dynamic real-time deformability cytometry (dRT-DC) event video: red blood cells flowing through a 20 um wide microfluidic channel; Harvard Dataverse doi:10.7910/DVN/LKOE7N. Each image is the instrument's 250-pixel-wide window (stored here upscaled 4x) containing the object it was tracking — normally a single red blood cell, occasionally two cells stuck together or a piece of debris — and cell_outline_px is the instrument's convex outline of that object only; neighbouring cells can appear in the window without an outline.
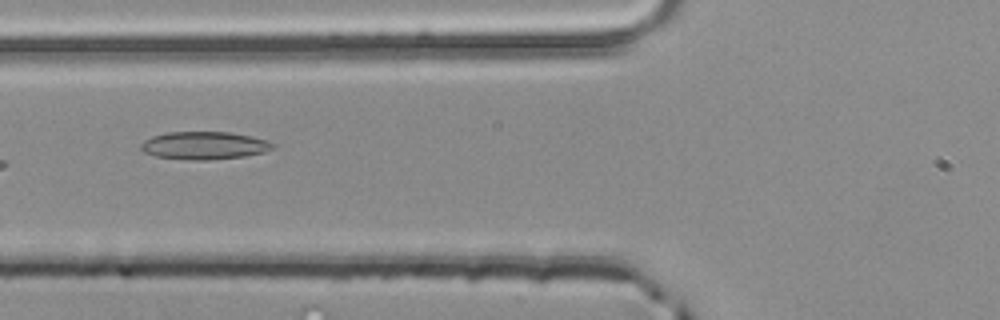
{"species": "common noctule bat (a hibernating species)", "species_latin": "Nyctalus noctula", "temperature_condition": "room temperature", "stored_images_in_passage": 4, "camera_frame_rate_fps": 3000, "um_per_image_px": 0.085, "animal": {"sex": "male", "body_mass_g": 20.4}, "frame": {"image": 1, "passage_image": 4, "time_ms": 1.0, "image_size_px": [1000, 320], "cell_outline_px": [[276, 148], [264, 152], [244, 156], [208, 160], [192, 160], [156, 156], [144, 152], [140, 148], [140, 144], [144, 140], [152, 136], [168, 132], [228, 132], [252, 136], [268, 140], [276, 144]], "centroid_in_image_um": [17.4, 12.36], "position_along_channel_um": 108.4, "area_um2": 21.44}}